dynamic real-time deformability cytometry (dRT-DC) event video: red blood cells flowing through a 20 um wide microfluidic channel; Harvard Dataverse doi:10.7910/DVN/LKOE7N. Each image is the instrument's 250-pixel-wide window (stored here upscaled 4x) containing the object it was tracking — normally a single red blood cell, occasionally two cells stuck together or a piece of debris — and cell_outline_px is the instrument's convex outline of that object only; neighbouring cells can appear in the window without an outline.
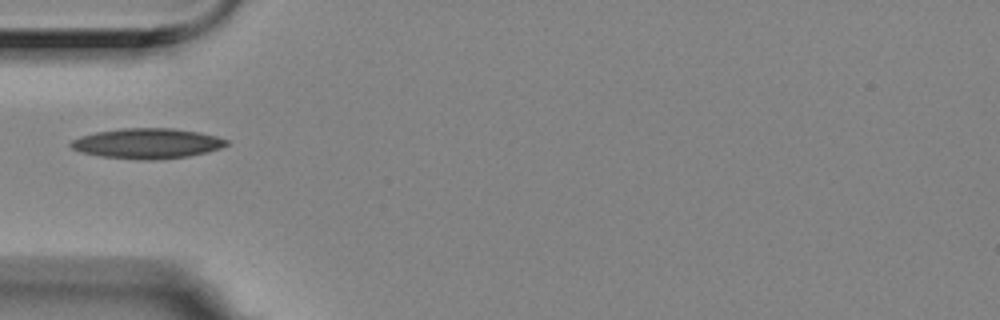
{"species": "Egyptian fruit bat (a non-hibernating species)", "species_latin": "Rousettus aegyptiacus", "temperature_condition": "room temperature", "stored_images_in_passage": 8, "camera_frame_rate_fps": 3000, "um_per_image_px": 0.085, "animal": {"sex": "female"}, "frame": {"image": 1, "passage_image": 5, "time_ms": 1.333, "image_size_px": [1000, 320], "cell_outline_px": [[228, 144], [220, 148], [208, 152], [188, 156], [152, 160], [148, 160], [100, 156], [84, 152], [72, 148], [68, 144], [72, 140], [80, 136], [96, 132], [120, 128], [172, 128], [200, 132], [216, 136], [228, 140]], "centroid_in_image_um": [12.53, 12.18], "position_along_channel_um": 72.5, "area_um2": 27.28}}
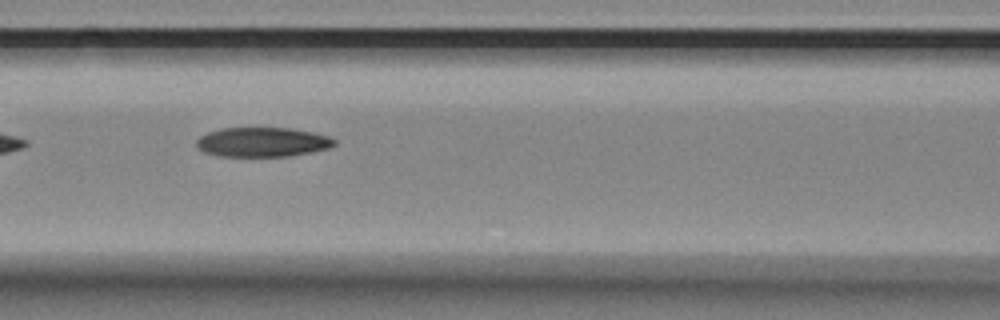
{"frame": {"image": 2, "passage_image": 7, "time_ms": 2.0, "image_size_px": [1000, 320], "cell_outline_px": [[336, 144], [328, 148], [288, 156], [220, 156], [204, 152], [196, 144], [196, 140], [200, 136], [208, 132], [220, 128], [292, 128], [312, 132], [328, 136], [336, 140]], "centroid_in_image_um": [22.29, 12.07], "position_along_channel_um": 144.3, "area_um2": 23.52}}
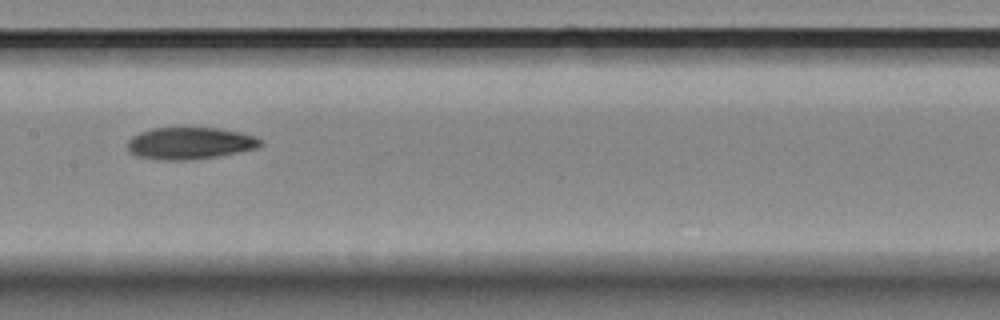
{"frame": {"image": 3, "passage_image": 8, "time_ms": 2.333, "image_size_px": [1000, 320], "cell_outline_px": [[264, 140], [256, 148], [216, 156], [188, 160], [160, 160], [136, 156], [128, 152], [128, 140], [132, 136], [140, 132], [152, 128], [216, 128], [240, 132], [256, 136]], "centroid_in_image_um": [16.11, 12.17], "position_along_channel_um": 191.3, "area_um2": 24.68}}